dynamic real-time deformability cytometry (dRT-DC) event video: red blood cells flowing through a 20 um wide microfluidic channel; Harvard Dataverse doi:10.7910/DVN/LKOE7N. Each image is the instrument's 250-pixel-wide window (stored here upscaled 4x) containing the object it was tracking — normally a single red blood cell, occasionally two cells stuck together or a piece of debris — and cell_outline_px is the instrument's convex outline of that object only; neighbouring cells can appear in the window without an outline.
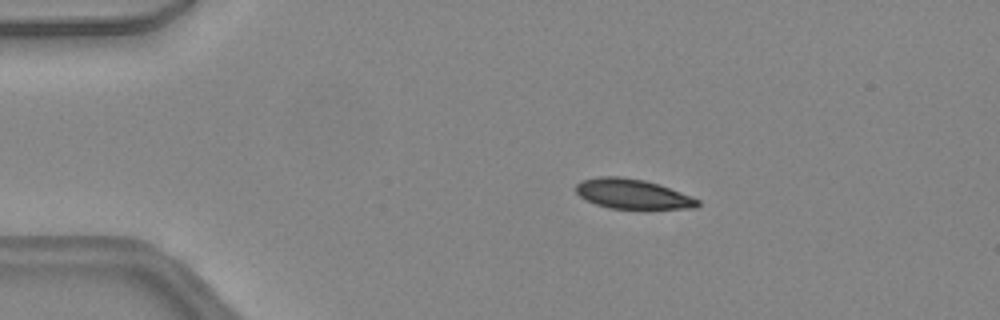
{"species": "common noctule bat (a hibernating species)", "species_latin": "Nyctalus noctula", "temperature_condition": "warm", "stored_images_in_passage": 46, "camera_frame_rate_fps": 3000, "um_per_image_px": 0.085, "animal": {"sex": "female", "body_mass_g": 24.6, "forearm_length_mm": 56.2}, "frame": {"image": 1, "passage_image": 9, "time_ms": 2.667, "image_size_px": [1000, 320], "cell_outline_px": [[700, 204], [696, 208], [608, 208], [596, 204], [580, 196], [576, 192], [576, 184], [580, 180], [600, 176], [620, 176], [644, 180], [660, 184], [692, 196], [700, 200]], "centroid_in_image_um": [53.77, 16.47], "position_along_channel_um": 31.2, "area_um2": 21.1}}
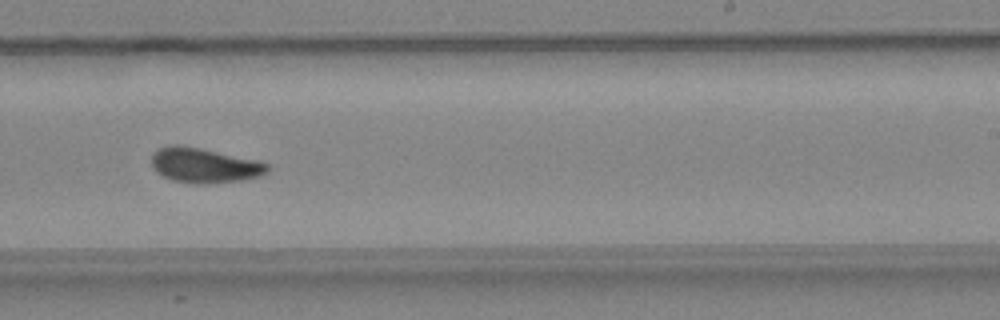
{"frame": {"image": 2, "passage_image": 29, "time_ms": 9.333, "image_size_px": [1000, 320], "cell_outline_px": [[268, 172], [260, 176], [240, 180], [200, 184], [192, 184], [172, 180], [156, 172], [152, 168], [152, 152], [156, 148], [168, 144], [180, 144], [260, 160], [268, 164]], "centroid_in_image_um": [17.33, 14.03], "position_along_channel_um": 271.7, "area_um2": 23.87}}
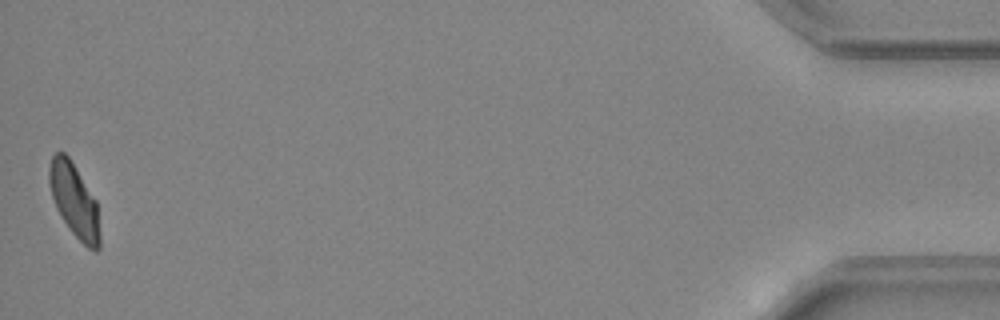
{"frame": {"image": 3, "passage_image": 46, "time_ms": 15.0, "image_size_px": [1000, 320], "cell_outline_px": [[100, 248], [96, 252], [88, 248], [72, 232], [56, 208], [52, 196], [48, 180], [48, 168], [52, 156], [56, 152], [64, 152], [68, 156], [96, 200], [100, 236]], "centroid_in_image_um": [6.31, 17.04], "position_along_channel_um": 428.9, "area_um2": 21.44}, "authors_computed_cell_mechanics": {"area_um2": 22.5131, "velocity_mm_per_s": 4.4543, "shape_relaxation_time_tau1_ms": 4.3779, "shape_relaxation_time_tau2_ms": 2.7249, "deformation_change_tau1": 0.1498, "deformation_change_tau2": 0.0769}}